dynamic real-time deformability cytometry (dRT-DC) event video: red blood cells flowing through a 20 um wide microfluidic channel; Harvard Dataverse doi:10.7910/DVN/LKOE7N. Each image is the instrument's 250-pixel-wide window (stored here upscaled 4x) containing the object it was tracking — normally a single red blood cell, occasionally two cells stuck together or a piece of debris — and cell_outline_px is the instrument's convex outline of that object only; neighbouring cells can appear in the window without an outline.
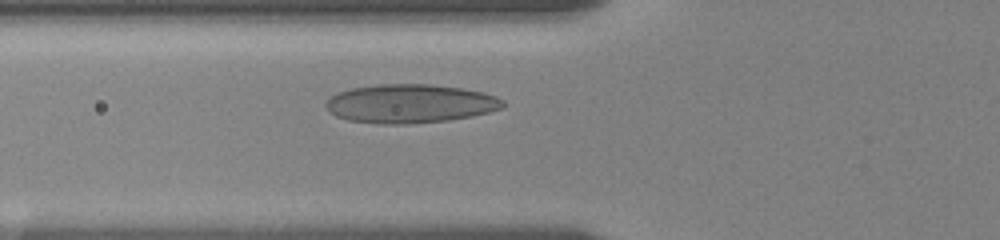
{"species": "human", "species_latin": "Homo sapiens", "temperature_condition": "room temperature", "stored_images_in_passage": 14, "camera_frame_rate_fps": 3000, "um_per_image_px": 0.085, "donor": {"sex": "female"}, "frame": {"image": 1, "passage_image": 14, "time_ms": 8.0, "image_size_px": [1000, 240], "cell_outline_px": [[504, 108], [472, 116], [448, 120], [408, 124], [380, 124], [348, 120], [336, 116], [328, 112], [324, 104], [336, 92], [352, 88], [380, 84], [428, 84], [460, 88], [484, 92], [496, 96], [504, 100]], "centroid_in_image_um": [34.85, 8.81], "position_along_channel_um": 90.9, "area_um2": 40.11}}